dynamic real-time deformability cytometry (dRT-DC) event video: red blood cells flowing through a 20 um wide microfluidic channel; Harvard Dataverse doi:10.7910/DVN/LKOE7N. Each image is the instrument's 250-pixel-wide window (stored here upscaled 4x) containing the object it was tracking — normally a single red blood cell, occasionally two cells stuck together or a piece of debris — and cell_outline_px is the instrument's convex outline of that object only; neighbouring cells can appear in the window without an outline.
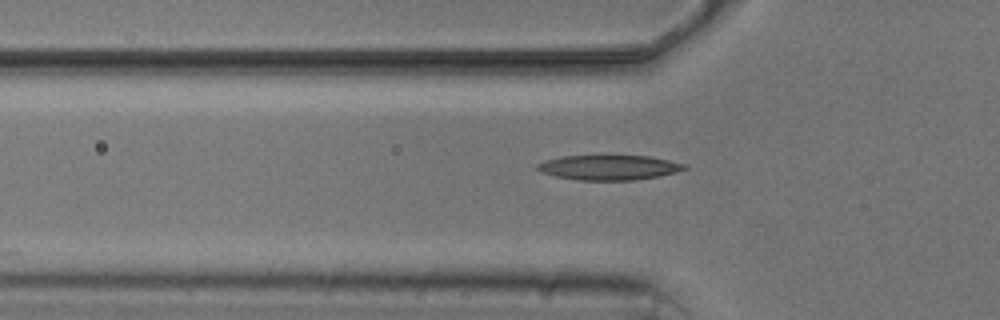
{"species": "common noctule bat (a hibernating species)", "species_latin": "Nyctalus noctula", "temperature_condition": "cold", "stored_images_in_passage": 5, "camera_frame_rate_fps": 3000, "um_per_image_px": 0.085, "animal": {"sex": "male", "body_mass_g": 20.5, "forearm_length_mm": 52.5}, "frame": {"image": 1, "passage_image": 5, "time_ms": 4.667, "image_size_px": [1000, 320], "cell_outline_px": [[688, 168], [676, 172], [660, 176], [636, 180], [580, 180], [556, 176], [540, 172], [536, 168], [536, 164], [544, 160], [560, 156], [652, 156], [688, 164]], "centroid_in_image_um": [51.79, 14.23], "position_along_channel_um": 74.0, "area_um2": 21.5}}